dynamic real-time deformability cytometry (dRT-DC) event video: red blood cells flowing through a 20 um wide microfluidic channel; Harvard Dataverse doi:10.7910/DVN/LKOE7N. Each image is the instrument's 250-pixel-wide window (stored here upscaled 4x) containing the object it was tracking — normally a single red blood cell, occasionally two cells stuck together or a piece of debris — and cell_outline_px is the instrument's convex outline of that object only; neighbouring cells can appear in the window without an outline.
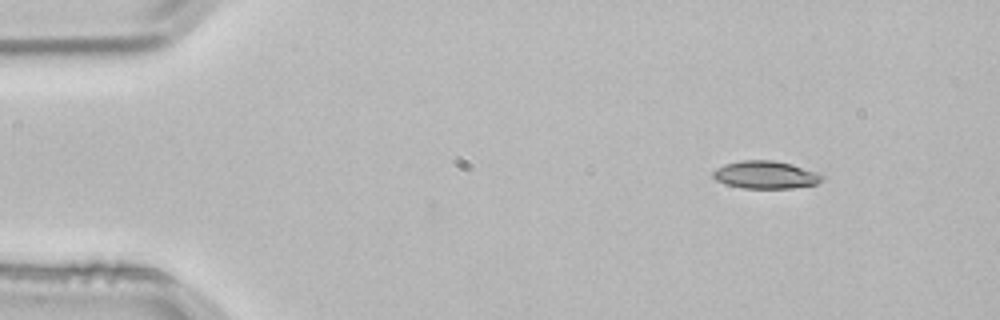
{"species": "common noctule bat (a hibernating species)", "species_latin": "Nyctalus noctula", "temperature_condition": "room temperature", "stored_images_in_passage": 2, "camera_frame_rate_fps": 3000, "um_per_image_px": 0.085, "animal": {"sex": "male", "body_mass_g": 21.5, "forearm_length_mm": 52.0}, "frame": {"image": 1, "passage_image": 2, "time_ms": 0.333, "image_size_px": [1000, 320], "cell_outline_px": [[824, 176], [816, 184], [792, 188], [744, 188], [728, 184], [716, 180], [712, 176], [712, 172], [716, 168], [724, 164], [740, 160], [772, 160], [792, 164]], "centroid_in_image_um": [65.02, 14.85], "position_along_channel_um": 20.0, "area_um2": 17.34}}